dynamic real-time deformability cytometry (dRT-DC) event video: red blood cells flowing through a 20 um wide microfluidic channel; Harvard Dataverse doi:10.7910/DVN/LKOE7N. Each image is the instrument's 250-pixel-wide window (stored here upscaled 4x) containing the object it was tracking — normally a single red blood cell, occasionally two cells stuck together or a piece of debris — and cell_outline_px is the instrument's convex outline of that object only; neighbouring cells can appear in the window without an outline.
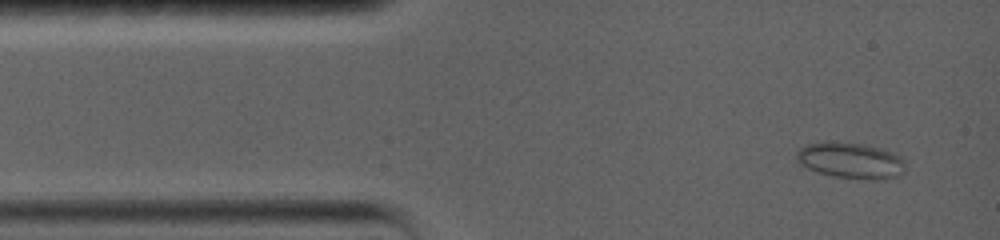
{"species": "common noctule bat (a hibernating species)", "species_latin": "Nyctalus noctula", "temperature_condition": "warm", "stored_images_in_passage": 35, "camera_frame_rate_fps": 5000, "um_per_image_px": 0.085, "animal": {"sex": "female", "body_mass_g": 19.0, "forearm_length_mm": 56.7}, "frame": {"image": 1, "passage_image": 2, "time_ms": 0.8, "image_size_px": [1000, 240], "cell_outline_px": [[904, 172], [896, 176], [880, 180], [836, 176], [820, 172], [808, 168], [800, 164], [796, 160], [796, 152], [800, 148], [808, 144], [820, 140], [828, 140], [864, 144], [880, 148], [892, 152], [900, 156], [904, 160]], "centroid_in_image_um": [72.28, 13.6], "position_along_channel_um": 12.7, "area_um2": 22.89}}
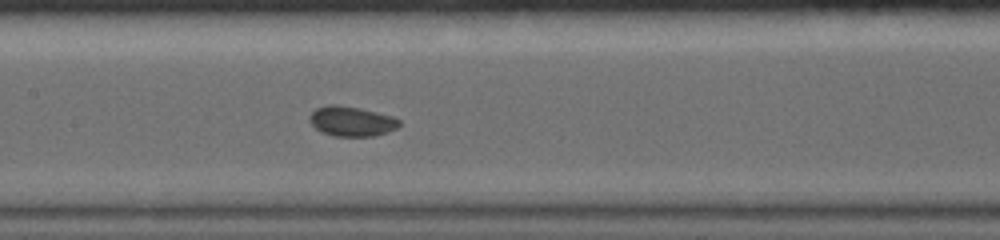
{"frame": {"image": 2, "passage_image": 16, "time_ms": 7.0, "image_size_px": [1000, 240], "cell_outline_px": [[400, 124], [396, 128], [388, 132], [372, 136], [332, 136], [316, 128], [308, 120], [308, 116], [316, 108], [328, 104], [336, 104], [360, 108], [392, 116], [400, 120]], "centroid_in_image_um": [29.86, 10.3], "position_along_channel_um": 177.5, "area_um2": 15.61}}
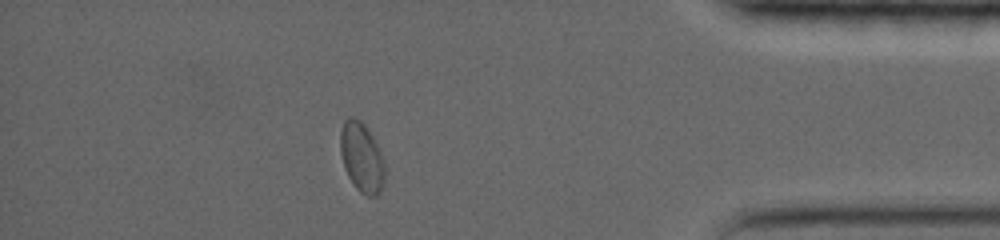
{"frame": {"image": 3, "passage_image": 30, "time_ms": 14.4, "image_size_px": [1000, 240], "cell_outline_px": [[384, 180], [380, 192], [376, 196], [368, 196], [360, 192], [356, 188], [348, 176], [344, 168], [340, 152], [340, 128], [344, 120], [348, 116], [352, 116], [360, 120], [364, 124], [380, 148], [384, 164]], "centroid_in_image_um": [30.73, 13.35], "position_along_channel_um": 404.5, "area_um2": 18.21}, "authors_computed_cell_mechanics": {"area_um2": 15.7794, "velocity_mm_per_s": 3.5737, "shape_relaxation_time_tau1_ms": 3.702, "shape_relaxation_time_tau2_ms": null, "deformation_change_tau1": 0.0469, "deformation_change_tau2": null}}